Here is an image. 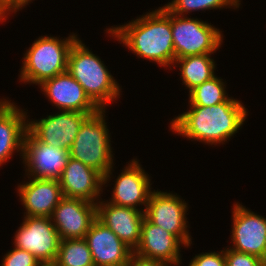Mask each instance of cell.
<instances>
[{
	"mask_svg": "<svg viewBox=\"0 0 266 266\" xmlns=\"http://www.w3.org/2000/svg\"><path fill=\"white\" fill-rule=\"evenodd\" d=\"M222 80L214 76L192 89L189 92L190 105L211 107L225 102L229 97L226 95V86Z\"/></svg>",
	"mask_w": 266,
	"mask_h": 266,
	"instance_id": "603a6c76",
	"label": "cell"
},
{
	"mask_svg": "<svg viewBox=\"0 0 266 266\" xmlns=\"http://www.w3.org/2000/svg\"><path fill=\"white\" fill-rule=\"evenodd\" d=\"M106 202L99 200L96 203L97 219L134 251L141 239L144 210Z\"/></svg>",
	"mask_w": 266,
	"mask_h": 266,
	"instance_id": "9a60e30c",
	"label": "cell"
},
{
	"mask_svg": "<svg viewBox=\"0 0 266 266\" xmlns=\"http://www.w3.org/2000/svg\"><path fill=\"white\" fill-rule=\"evenodd\" d=\"M232 209L233 247L229 248L258 256L266 262V218L238 203Z\"/></svg>",
	"mask_w": 266,
	"mask_h": 266,
	"instance_id": "30bf717a",
	"label": "cell"
},
{
	"mask_svg": "<svg viewBox=\"0 0 266 266\" xmlns=\"http://www.w3.org/2000/svg\"><path fill=\"white\" fill-rule=\"evenodd\" d=\"M51 220L60 240L83 239L97 219L96 203L63 197L54 208Z\"/></svg>",
	"mask_w": 266,
	"mask_h": 266,
	"instance_id": "8fae6325",
	"label": "cell"
},
{
	"mask_svg": "<svg viewBox=\"0 0 266 266\" xmlns=\"http://www.w3.org/2000/svg\"><path fill=\"white\" fill-rule=\"evenodd\" d=\"M126 266H169V265L163 261L146 258L136 254L135 252H132Z\"/></svg>",
	"mask_w": 266,
	"mask_h": 266,
	"instance_id": "83f0119b",
	"label": "cell"
},
{
	"mask_svg": "<svg viewBox=\"0 0 266 266\" xmlns=\"http://www.w3.org/2000/svg\"><path fill=\"white\" fill-rule=\"evenodd\" d=\"M31 1L32 0H16V12L19 9L21 10L23 7H25V5H28Z\"/></svg>",
	"mask_w": 266,
	"mask_h": 266,
	"instance_id": "f546056e",
	"label": "cell"
},
{
	"mask_svg": "<svg viewBox=\"0 0 266 266\" xmlns=\"http://www.w3.org/2000/svg\"><path fill=\"white\" fill-rule=\"evenodd\" d=\"M10 12L16 13V0H0V21L4 22Z\"/></svg>",
	"mask_w": 266,
	"mask_h": 266,
	"instance_id": "f1b7e54d",
	"label": "cell"
},
{
	"mask_svg": "<svg viewBox=\"0 0 266 266\" xmlns=\"http://www.w3.org/2000/svg\"><path fill=\"white\" fill-rule=\"evenodd\" d=\"M246 108L241 101L229 97L225 102L210 106L190 105V109L170 122L174 133L205 144H224L246 119Z\"/></svg>",
	"mask_w": 266,
	"mask_h": 266,
	"instance_id": "6da1fadb",
	"label": "cell"
},
{
	"mask_svg": "<svg viewBox=\"0 0 266 266\" xmlns=\"http://www.w3.org/2000/svg\"><path fill=\"white\" fill-rule=\"evenodd\" d=\"M224 255L226 266H266V262L260 257L231 248L224 250Z\"/></svg>",
	"mask_w": 266,
	"mask_h": 266,
	"instance_id": "484cf974",
	"label": "cell"
},
{
	"mask_svg": "<svg viewBox=\"0 0 266 266\" xmlns=\"http://www.w3.org/2000/svg\"><path fill=\"white\" fill-rule=\"evenodd\" d=\"M95 266H126L133 250L98 219L84 238Z\"/></svg>",
	"mask_w": 266,
	"mask_h": 266,
	"instance_id": "5bb4252c",
	"label": "cell"
},
{
	"mask_svg": "<svg viewBox=\"0 0 266 266\" xmlns=\"http://www.w3.org/2000/svg\"><path fill=\"white\" fill-rule=\"evenodd\" d=\"M64 197L97 203L103 190V176L81 161L68 158L59 179Z\"/></svg>",
	"mask_w": 266,
	"mask_h": 266,
	"instance_id": "2e32d148",
	"label": "cell"
},
{
	"mask_svg": "<svg viewBox=\"0 0 266 266\" xmlns=\"http://www.w3.org/2000/svg\"><path fill=\"white\" fill-rule=\"evenodd\" d=\"M39 86L60 111L97 113L100 110L68 71L43 81Z\"/></svg>",
	"mask_w": 266,
	"mask_h": 266,
	"instance_id": "4fadbf2b",
	"label": "cell"
},
{
	"mask_svg": "<svg viewBox=\"0 0 266 266\" xmlns=\"http://www.w3.org/2000/svg\"><path fill=\"white\" fill-rule=\"evenodd\" d=\"M175 59L190 55L213 54L222 45V32L199 19L171 13Z\"/></svg>",
	"mask_w": 266,
	"mask_h": 266,
	"instance_id": "8992f818",
	"label": "cell"
},
{
	"mask_svg": "<svg viewBox=\"0 0 266 266\" xmlns=\"http://www.w3.org/2000/svg\"><path fill=\"white\" fill-rule=\"evenodd\" d=\"M240 0H173L164 7L171 13L184 16L187 12L199 10L222 9L224 7L239 8Z\"/></svg>",
	"mask_w": 266,
	"mask_h": 266,
	"instance_id": "cb8c5ba5",
	"label": "cell"
},
{
	"mask_svg": "<svg viewBox=\"0 0 266 266\" xmlns=\"http://www.w3.org/2000/svg\"><path fill=\"white\" fill-rule=\"evenodd\" d=\"M117 177L109 203L134 209H139L137 206L141 204L146 208L152 193L150 177L138 160L133 159L128 163Z\"/></svg>",
	"mask_w": 266,
	"mask_h": 266,
	"instance_id": "e0dca14e",
	"label": "cell"
},
{
	"mask_svg": "<svg viewBox=\"0 0 266 266\" xmlns=\"http://www.w3.org/2000/svg\"><path fill=\"white\" fill-rule=\"evenodd\" d=\"M105 110L90 115L81 125L69 150V157L81 161L103 176V185L112 175L113 154Z\"/></svg>",
	"mask_w": 266,
	"mask_h": 266,
	"instance_id": "277c9868",
	"label": "cell"
},
{
	"mask_svg": "<svg viewBox=\"0 0 266 266\" xmlns=\"http://www.w3.org/2000/svg\"><path fill=\"white\" fill-rule=\"evenodd\" d=\"M182 244L175 235L154 225L144 217L141 239L133 252L146 258L163 261L169 266H180L182 260L180 245Z\"/></svg>",
	"mask_w": 266,
	"mask_h": 266,
	"instance_id": "ac0fdd59",
	"label": "cell"
},
{
	"mask_svg": "<svg viewBox=\"0 0 266 266\" xmlns=\"http://www.w3.org/2000/svg\"><path fill=\"white\" fill-rule=\"evenodd\" d=\"M52 266H95L86 240H60L58 255Z\"/></svg>",
	"mask_w": 266,
	"mask_h": 266,
	"instance_id": "7402d4cb",
	"label": "cell"
},
{
	"mask_svg": "<svg viewBox=\"0 0 266 266\" xmlns=\"http://www.w3.org/2000/svg\"><path fill=\"white\" fill-rule=\"evenodd\" d=\"M29 182L18 184V195L26 216L51 217L54 208L64 197L59 180L28 177ZM32 178V179H31Z\"/></svg>",
	"mask_w": 266,
	"mask_h": 266,
	"instance_id": "d6986e66",
	"label": "cell"
},
{
	"mask_svg": "<svg viewBox=\"0 0 266 266\" xmlns=\"http://www.w3.org/2000/svg\"><path fill=\"white\" fill-rule=\"evenodd\" d=\"M180 68V77L189 92L215 76L216 64L211 54L190 55L175 59Z\"/></svg>",
	"mask_w": 266,
	"mask_h": 266,
	"instance_id": "44dd1931",
	"label": "cell"
},
{
	"mask_svg": "<svg viewBox=\"0 0 266 266\" xmlns=\"http://www.w3.org/2000/svg\"><path fill=\"white\" fill-rule=\"evenodd\" d=\"M67 71L100 110H105L120 95L121 87L105 64L79 38L70 48Z\"/></svg>",
	"mask_w": 266,
	"mask_h": 266,
	"instance_id": "3957f363",
	"label": "cell"
},
{
	"mask_svg": "<svg viewBox=\"0 0 266 266\" xmlns=\"http://www.w3.org/2000/svg\"><path fill=\"white\" fill-rule=\"evenodd\" d=\"M60 237L50 217L25 216L14 236V246L34 255L43 266H52Z\"/></svg>",
	"mask_w": 266,
	"mask_h": 266,
	"instance_id": "52a82bcc",
	"label": "cell"
},
{
	"mask_svg": "<svg viewBox=\"0 0 266 266\" xmlns=\"http://www.w3.org/2000/svg\"><path fill=\"white\" fill-rule=\"evenodd\" d=\"M27 112L14 102L0 100V166L13 156L14 151L23 156L24 138L27 132Z\"/></svg>",
	"mask_w": 266,
	"mask_h": 266,
	"instance_id": "ffe728a7",
	"label": "cell"
},
{
	"mask_svg": "<svg viewBox=\"0 0 266 266\" xmlns=\"http://www.w3.org/2000/svg\"><path fill=\"white\" fill-rule=\"evenodd\" d=\"M68 158L69 151L46 145L27 130L22 156L27 177L59 180Z\"/></svg>",
	"mask_w": 266,
	"mask_h": 266,
	"instance_id": "7c38bea8",
	"label": "cell"
},
{
	"mask_svg": "<svg viewBox=\"0 0 266 266\" xmlns=\"http://www.w3.org/2000/svg\"><path fill=\"white\" fill-rule=\"evenodd\" d=\"M1 266H43L42 263L30 252L19 248L6 253Z\"/></svg>",
	"mask_w": 266,
	"mask_h": 266,
	"instance_id": "d4e9b609",
	"label": "cell"
},
{
	"mask_svg": "<svg viewBox=\"0 0 266 266\" xmlns=\"http://www.w3.org/2000/svg\"><path fill=\"white\" fill-rule=\"evenodd\" d=\"M77 35L59 40L53 36H41L25 53L20 80L40 85L43 81L67 71L68 54Z\"/></svg>",
	"mask_w": 266,
	"mask_h": 266,
	"instance_id": "5b68a950",
	"label": "cell"
},
{
	"mask_svg": "<svg viewBox=\"0 0 266 266\" xmlns=\"http://www.w3.org/2000/svg\"><path fill=\"white\" fill-rule=\"evenodd\" d=\"M189 264L191 266H226L224 250L198 254Z\"/></svg>",
	"mask_w": 266,
	"mask_h": 266,
	"instance_id": "4316f807",
	"label": "cell"
},
{
	"mask_svg": "<svg viewBox=\"0 0 266 266\" xmlns=\"http://www.w3.org/2000/svg\"><path fill=\"white\" fill-rule=\"evenodd\" d=\"M93 114L62 111L38 121H27V130L38 141L69 151L81 125Z\"/></svg>",
	"mask_w": 266,
	"mask_h": 266,
	"instance_id": "9c48e42d",
	"label": "cell"
},
{
	"mask_svg": "<svg viewBox=\"0 0 266 266\" xmlns=\"http://www.w3.org/2000/svg\"><path fill=\"white\" fill-rule=\"evenodd\" d=\"M108 30V31H107ZM107 33L128 47L134 54L154 61L162 67L175 64L171 29V12L164 6L126 25L106 29Z\"/></svg>",
	"mask_w": 266,
	"mask_h": 266,
	"instance_id": "7a4b0ae2",
	"label": "cell"
},
{
	"mask_svg": "<svg viewBox=\"0 0 266 266\" xmlns=\"http://www.w3.org/2000/svg\"><path fill=\"white\" fill-rule=\"evenodd\" d=\"M187 203L173 193L153 191L144 209L145 218L175 235L185 247L192 243L187 229Z\"/></svg>",
	"mask_w": 266,
	"mask_h": 266,
	"instance_id": "ba28073f",
	"label": "cell"
}]
</instances>
